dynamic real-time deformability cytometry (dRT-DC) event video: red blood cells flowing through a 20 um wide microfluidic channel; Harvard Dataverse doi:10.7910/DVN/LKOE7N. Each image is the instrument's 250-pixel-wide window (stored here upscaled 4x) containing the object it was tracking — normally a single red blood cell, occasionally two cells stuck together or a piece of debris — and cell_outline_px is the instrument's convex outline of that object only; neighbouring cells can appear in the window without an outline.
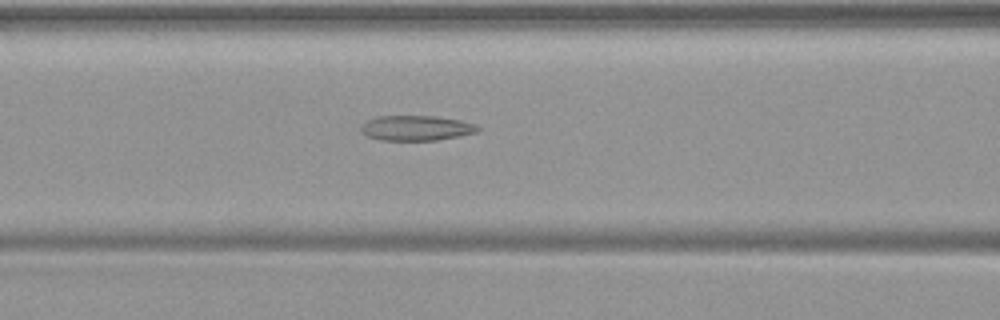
{"species": "common noctule bat (a hibernating species)", "species_latin": "Nyctalus noctula", "temperature_condition": "warm", "stored_images_in_passage": 41, "camera_frame_rate_fps": 3000, "um_per_image_px": 0.085, "animal": {"sex": "female", "body_mass_g": 19.9}, "frame": {"image": 1, "passage_image": 13, "time_ms": 4.0, "image_size_px": [1000, 320], "cell_outline_px": [[480, 128], [476, 132], [460, 136], [436, 140], [380, 140], [368, 136], [360, 132], [360, 124], [376, 116], [436, 116], [460, 120], [476, 124]], "centroid_in_image_um": [35.35, 10.88], "position_along_channel_um": 131.2, "area_um2": 17.17}}
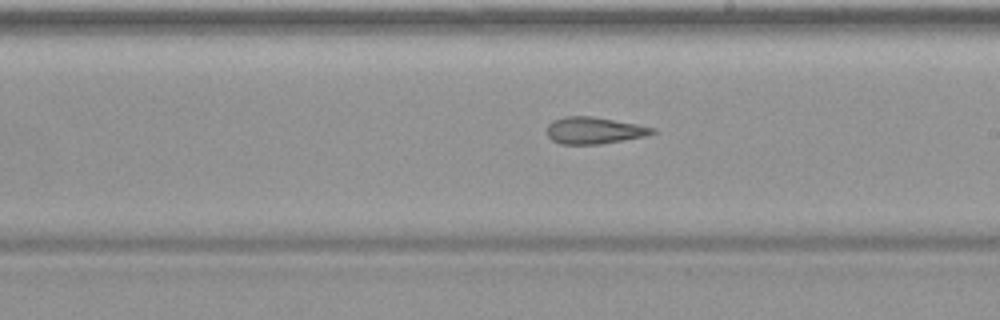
{"frame": {"image": 2, "passage_image": 21, "time_ms": 6.667, "image_size_px": [1000, 320], "cell_outline_px": [[656, 132], [644, 136], [600, 144], [560, 144], [552, 140], [548, 136], [548, 124], [552, 120], [564, 116], [592, 116], [636, 124], [656, 128]], "centroid_in_image_um": [50.47, 11.08], "position_along_channel_um": 238.5, "area_um2": 16.36}}
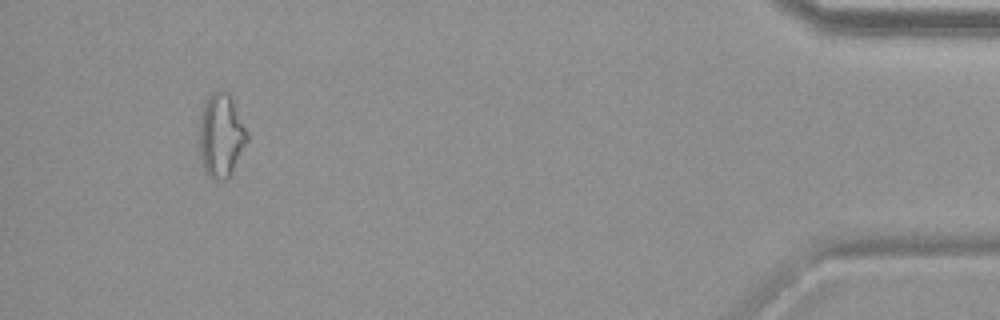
{"frame": {"image": 3, "passage_image": 39, "time_ms": 12.667, "image_size_px": [1000, 320], "cell_outline_px": [[248, 140], [232, 172], [224, 180], [208, 176], [200, 164], [200, 116], [204, 100], [212, 92], [228, 92], [248, 132]], "centroid_in_image_um": [18.78, 11.52], "position_along_channel_um": 416.4, "area_um2": 23.12}}